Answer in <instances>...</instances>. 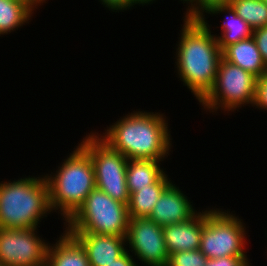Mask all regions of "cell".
<instances>
[{"instance_id":"cell-1","label":"cell","mask_w":267,"mask_h":266,"mask_svg":"<svg viewBox=\"0 0 267 266\" xmlns=\"http://www.w3.org/2000/svg\"><path fill=\"white\" fill-rule=\"evenodd\" d=\"M209 16L200 19L182 17L178 42L175 47L176 77L200 102L213 88L222 59L216 37L212 34Z\"/></svg>"},{"instance_id":"cell-2","label":"cell","mask_w":267,"mask_h":266,"mask_svg":"<svg viewBox=\"0 0 267 266\" xmlns=\"http://www.w3.org/2000/svg\"><path fill=\"white\" fill-rule=\"evenodd\" d=\"M123 115L96 134L128 160H166L170 156L173 138L165 113L136 109Z\"/></svg>"},{"instance_id":"cell-3","label":"cell","mask_w":267,"mask_h":266,"mask_svg":"<svg viewBox=\"0 0 267 266\" xmlns=\"http://www.w3.org/2000/svg\"><path fill=\"white\" fill-rule=\"evenodd\" d=\"M52 213L44 174L0 181V228H39Z\"/></svg>"},{"instance_id":"cell-4","label":"cell","mask_w":267,"mask_h":266,"mask_svg":"<svg viewBox=\"0 0 267 266\" xmlns=\"http://www.w3.org/2000/svg\"><path fill=\"white\" fill-rule=\"evenodd\" d=\"M62 159L56 171L44 173L50 206L65 223L96 187L94 167L88 152L79 144ZM55 172V173H54ZM58 211V212H57ZM60 213V214H59Z\"/></svg>"},{"instance_id":"cell-5","label":"cell","mask_w":267,"mask_h":266,"mask_svg":"<svg viewBox=\"0 0 267 266\" xmlns=\"http://www.w3.org/2000/svg\"><path fill=\"white\" fill-rule=\"evenodd\" d=\"M126 204L112 199L98 188H94L84 203L65 222L68 233H95L126 237L129 225Z\"/></svg>"},{"instance_id":"cell-6","label":"cell","mask_w":267,"mask_h":266,"mask_svg":"<svg viewBox=\"0 0 267 266\" xmlns=\"http://www.w3.org/2000/svg\"><path fill=\"white\" fill-rule=\"evenodd\" d=\"M257 78L243 70L241 67L221 59L215 78L213 88L197 104L201 110L213 115L224 113L232 114L239 109L249 106L253 107L256 98ZM226 112V113H225ZM232 112V113H231Z\"/></svg>"},{"instance_id":"cell-7","label":"cell","mask_w":267,"mask_h":266,"mask_svg":"<svg viewBox=\"0 0 267 266\" xmlns=\"http://www.w3.org/2000/svg\"><path fill=\"white\" fill-rule=\"evenodd\" d=\"M215 207L206 208L199 250L208 259L249 256L246 246L250 235L243 219L235 211Z\"/></svg>"},{"instance_id":"cell-8","label":"cell","mask_w":267,"mask_h":266,"mask_svg":"<svg viewBox=\"0 0 267 266\" xmlns=\"http://www.w3.org/2000/svg\"><path fill=\"white\" fill-rule=\"evenodd\" d=\"M79 144L91 157L96 188L112 199L128 205L130 198L126 183L128 159L120 152L113 150L94 130L86 133Z\"/></svg>"},{"instance_id":"cell-9","label":"cell","mask_w":267,"mask_h":266,"mask_svg":"<svg viewBox=\"0 0 267 266\" xmlns=\"http://www.w3.org/2000/svg\"><path fill=\"white\" fill-rule=\"evenodd\" d=\"M38 230L0 228V263L5 266H46L50 243L38 234Z\"/></svg>"},{"instance_id":"cell-10","label":"cell","mask_w":267,"mask_h":266,"mask_svg":"<svg viewBox=\"0 0 267 266\" xmlns=\"http://www.w3.org/2000/svg\"><path fill=\"white\" fill-rule=\"evenodd\" d=\"M126 250L144 266H166L168 251L163 227L148 217L130 218L126 233Z\"/></svg>"},{"instance_id":"cell-11","label":"cell","mask_w":267,"mask_h":266,"mask_svg":"<svg viewBox=\"0 0 267 266\" xmlns=\"http://www.w3.org/2000/svg\"><path fill=\"white\" fill-rule=\"evenodd\" d=\"M173 181L161 194L148 218L161 227L185 222L198 211L185 192ZM189 198V199H188Z\"/></svg>"},{"instance_id":"cell-12","label":"cell","mask_w":267,"mask_h":266,"mask_svg":"<svg viewBox=\"0 0 267 266\" xmlns=\"http://www.w3.org/2000/svg\"><path fill=\"white\" fill-rule=\"evenodd\" d=\"M206 209L200 210L189 220L163 227L168 254L200 248Z\"/></svg>"},{"instance_id":"cell-13","label":"cell","mask_w":267,"mask_h":266,"mask_svg":"<svg viewBox=\"0 0 267 266\" xmlns=\"http://www.w3.org/2000/svg\"><path fill=\"white\" fill-rule=\"evenodd\" d=\"M83 246L90 266H106L126 251L123 236L99 235L95 233H70Z\"/></svg>"},{"instance_id":"cell-14","label":"cell","mask_w":267,"mask_h":266,"mask_svg":"<svg viewBox=\"0 0 267 266\" xmlns=\"http://www.w3.org/2000/svg\"><path fill=\"white\" fill-rule=\"evenodd\" d=\"M46 266H90L87 253L80 242L65 229L50 243Z\"/></svg>"},{"instance_id":"cell-15","label":"cell","mask_w":267,"mask_h":266,"mask_svg":"<svg viewBox=\"0 0 267 266\" xmlns=\"http://www.w3.org/2000/svg\"><path fill=\"white\" fill-rule=\"evenodd\" d=\"M224 14V20H222L221 33L215 34L218 46L223 51L227 46L235 44L240 40L248 39L253 35V29L245 22L241 17L236 14V11L230 4L216 5L209 9L203 16ZM226 14V15H225Z\"/></svg>"},{"instance_id":"cell-16","label":"cell","mask_w":267,"mask_h":266,"mask_svg":"<svg viewBox=\"0 0 267 266\" xmlns=\"http://www.w3.org/2000/svg\"><path fill=\"white\" fill-rule=\"evenodd\" d=\"M222 58L253 74L256 78L261 77L267 72V66L260 55L253 37L227 46L222 51Z\"/></svg>"},{"instance_id":"cell-17","label":"cell","mask_w":267,"mask_h":266,"mask_svg":"<svg viewBox=\"0 0 267 266\" xmlns=\"http://www.w3.org/2000/svg\"><path fill=\"white\" fill-rule=\"evenodd\" d=\"M165 172L154 184L130 194L127 205L130 218L148 217L163 191L173 182Z\"/></svg>"},{"instance_id":"cell-18","label":"cell","mask_w":267,"mask_h":266,"mask_svg":"<svg viewBox=\"0 0 267 266\" xmlns=\"http://www.w3.org/2000/svg\"><path fill=\"white\" fill-rule=\"evenodd\" d=\"M163 161L129 159L126 169V183L129 193L154 184L166 172V168L162 166Z\"/></svg>"},{"instance_id":"cell-19","label":"cell","mask_w":267,"mask_h":266,"mask_svg":"<svg viewBox=\"0 0 267 266\" xmlns=\"http://www.w3.org/2000/svg\"><path fill=\"white\" fill-rule=\"evenodd\" d=\"M34 14V10L23 1L0 0V37L29 24Z\"/></svg>"},{"instance_id":"cell-20","label":"cell","mask_w":267,"mask_h":266,"mask_svg":"<svg viewBox=\"0 0 267 266\" xmlns=\"http://www.w3.org/2000/svg\"><path fill=\"white\" fill-rule=\"evenodd\" d=\"M229 4L253 29L267 26V3L263 0H230Z\"/></svg>"},{"instance_id":"cell-21","label":"cell","mask_w":267,"mask_h":266,"mask_svg":"<svg viewBox=\"0 0 267 266\" xmlns=\"http://www.w3.org/2000/svg\"><path fill=\"white\" fill-rule=\"evenodd\" d=\"M207 260L199 249L181 251L169 255L166 266H205Z\"/></svg>"},{"instance_id":"cell-22","label":"cell","mask_w":267,"mask_h":266,"mask_svg":"<svg viewBox=\"0 0 267 266\" xmlns=\"http://www.w3.org/2000/svg\"><path fill=\"white\" fill-rule=\"evenodd\" d=\"M230 0H189L183 13L184 18L200 19L209 9L216 5H227Z\"/></svg>"},{"instance_id":"cell-23","label":"cell","mask_w":267,"mask_h":266,"mask_svg":"<svg viewBox=\"0 0 267 266\" xmlns=\"http://www.w3.org/2000/svg\"><path fill=\"white\" fill-rule=\"evenodd\" d=\"M267 112V72L256 81V98L253 108Z\"/></svg>"},{"instance_id":"cell-24","label":"cell","mask_w":267,"mask_h":266,"mask_svg":"<svg viewBox=\"0 0 267 266\" xmlns=\"http://www.w3.org/2000/svg\"><path fill=\"white\" fill-rule=\"evenodd\" d=\"M248 256H231L208 259L205 266H252Z\"/></svg>"},{"instance_id":"cell-25","label":"cell","mask_w":267,"mask_h":266,"mask_svg":"<svg viewBox=\"0 0 267 266\" xmlns=\"http://www.w3.org/2000/svg\"><path fill=\"white\" fill-rule=\"evenodd\" d=\"M105 9L115 12H124L131 10L135 5H138L134 0H98Z\"/></svg>"},{"instance_id":"cell-26","label":"cell","mask_w":267,"mask_h":266,"mask_svg":"<svg viewBox=\"0 0 267 266\" xmlns=\"http://www.w3.org/2000/svg\"><path fill=\"white\" fill-rule=\"evenodd\" d=\"M260 55L267 66V26L253 30V35Z\"/></svg>"},{"instance_id":"cell-27","label":"cell","mask_w":267,"mask_h":266,"mask_svg":"<svg viewBox=\"0 0 267 266\" xmlns=\"http://www.w3.org/2000/svg\"><path fill=\"white\" fill-rule=\"evenodd\" d=\"M135 260L131 253L126 250L121 256L117 259H114V262L106 266H139L140 263Z\"/></svg>"},{"instance_id":"cell-28","label":"cell","mask_w":267,"mask_h":266,"mask_svg":"<svg viewBox=\"0 0 267 266\" xmlns=\"http://www.w3.org/2000/svg\"><path fill=\"white\" fill-rule=\"evenodd\" d=\"M46 1L48 2V0H33V10L37 12L38 7L44 5V3L46 4Z\"/></svg>"},{"instance_id":"cell-29","label":"cell","mask_w":267,"mask_h":266,"mask_svg":"<svg viewBox=\"0 0 267 266\" xmlns=\"http://www.w3.org/2000/svg\"><path fill=\"white\" fill-rule=\"evenodd\" d=\"M139 6L141 5L142 7L144 5H150L153 4V2L155 3L157 0H134Z\"/></svg>"},{"instance_id":"cell-30","label":"cell","mask_w":267,"mask_h":266,"mask_svg":"<svg viewBox=\"0 0 267 266\" xmlns=\"http://www.w3.org/2000/svg\"><path fill=\"white\" fill-rule=\"evenodd\" d=\"M20 1H23L24 3L28 4L33 9V0H20Z\"/></svg>"},{"instance_id":"cell-31","label":"cell","mask_w":267,"mask_h":266,"mask_svg":"<svg viewBox=\"0 0 267 266\" xmlns=\"http://www.w3.org/2000/svg\"><path fill=\"white\" fill-rule=\"evenodd\" d=\"M180 1L182 2V4H186L189 0H179L178 2L180 3Z\"/></svg>"}]
</instances>
